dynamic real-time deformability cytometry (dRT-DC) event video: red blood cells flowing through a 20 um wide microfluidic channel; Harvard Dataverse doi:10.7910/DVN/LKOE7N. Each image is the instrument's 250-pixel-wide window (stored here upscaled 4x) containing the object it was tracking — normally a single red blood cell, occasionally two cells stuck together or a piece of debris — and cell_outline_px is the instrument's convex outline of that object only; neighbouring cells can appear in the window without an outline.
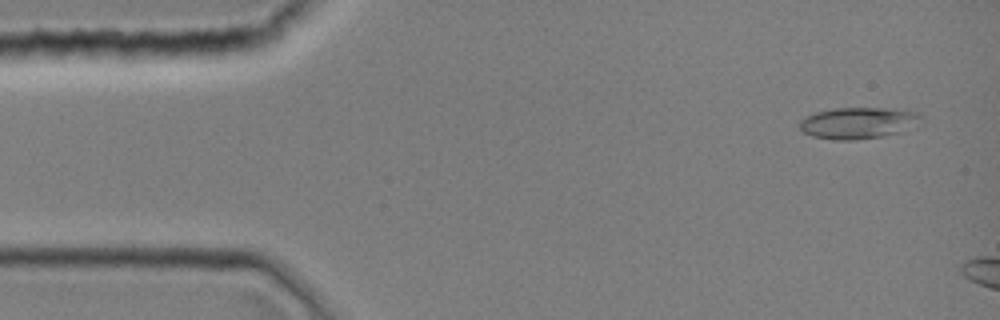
{"species": "common noctule bat (a hibernating species)", "species_latin": "Nyctalus noctula", "temperature_condition": "room temperature", "stored_images_in_passage": 5, "camera_frame_rate_fps": 3000, "um_per_image_px": 0.085, "animal": {"sex": "female", "body_mass_g": 19.0, "forearm_length_mm": 51.5}, "frame": {"image": 1, "passage_image": 2, "time_ms": 0.333, "image_size_px": [1000, 320], "cell_outline_px": [[924, 120], [900, 132], [884, 136], [856, 140], [836, 140], [812, 136], [804, 132], [800, 128], [800, 120], [804, 116], [816, 112], [832, 108], [892, 108], [916, 112], [924, 116]], "centroid_in_image_um": [72.95, 10.44], "position_along_channel_um": 12.0, "area_um2": 22.43}}